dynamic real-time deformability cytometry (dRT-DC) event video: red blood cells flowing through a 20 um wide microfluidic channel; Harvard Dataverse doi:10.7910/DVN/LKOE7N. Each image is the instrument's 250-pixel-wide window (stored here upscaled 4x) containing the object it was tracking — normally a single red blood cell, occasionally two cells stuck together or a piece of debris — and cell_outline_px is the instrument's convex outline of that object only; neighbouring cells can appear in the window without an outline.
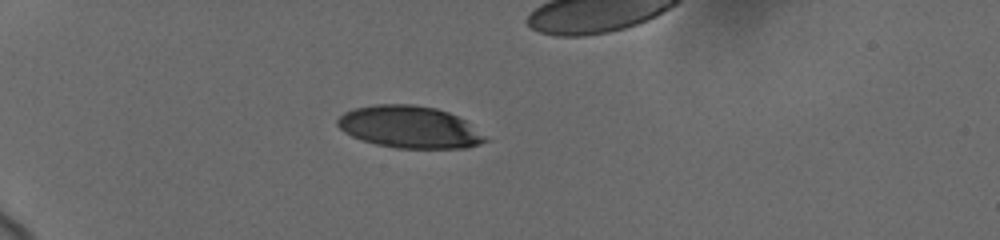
{"species": "human", "species_latin": "Homo sapiens", "temperature_condition": "cold", "stored_images_in_passage": 4, "camera_frame_rate_fps": 3000, "um_per_image_px": 0.085, "donor": {"sex": "female"}, "frame": {"image": 1, "passage_image": 1, "time_ms": 0.0, "image_size_px": [1000, 240], "cell_outline_px": [[492, 140], [468, 148], [396, 148], [376, 144], [352, 136], [344, 132], [336, 124], [336, 120], [344, 112], [352, 108], [376, 104], [412, 104], [436, 108], [448, 112], [464, 120]], "centroid_in_image_um": [34.82, 10.8], "position_along_channel_um": 50.2, "area_um2": 36.36}}